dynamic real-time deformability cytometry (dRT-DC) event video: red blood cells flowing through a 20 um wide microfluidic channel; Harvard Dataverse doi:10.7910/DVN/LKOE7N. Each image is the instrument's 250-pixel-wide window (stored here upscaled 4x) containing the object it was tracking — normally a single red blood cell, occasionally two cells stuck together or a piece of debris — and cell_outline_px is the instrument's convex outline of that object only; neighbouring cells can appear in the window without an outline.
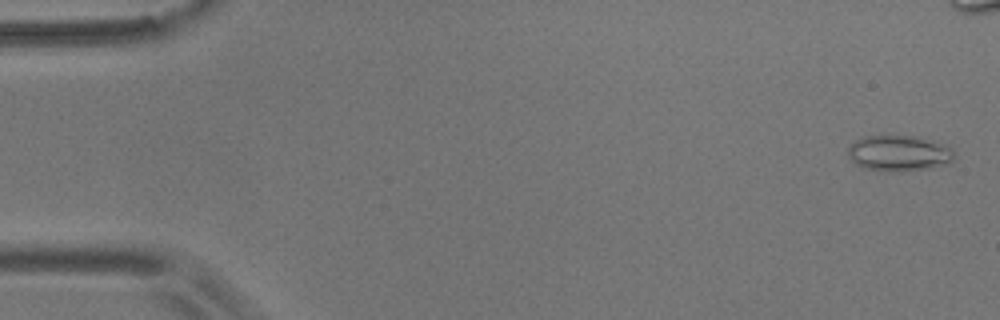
{"species": "common noctule bat (a hibernating species)", "species_latin": "Nyctalus noctula", "temperature_condition": "room temperature", "stored_images_in_passage": 56, "camera_frame_rate_fps": 3000, "um_per_image_px": 0.085, "animal": {"sex": "male", "body_mass_g": 17.9}, "frame": {"image": 1, "passage_image": 2, "time_ms": 0.333, "image_size_px": [1000, 320], "cell_outline_px": [[956, 156], [948, 164], [932, 168], [896, 172], [888, 172], [864, 168], [856, 164], [848, 156], [848, 148], [856, 140], [864, 136], [920, 136], [948, 144], [952, 148]], "centroid_in_image_um": [76.48, 13.02], "position_along_channel_um": 8.5, "area_um2": 22.66}}
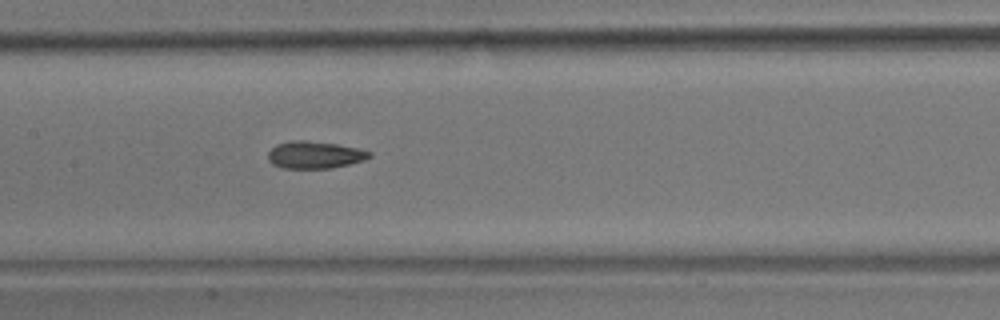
{"frame": {"image": 2, "passage_image": 27, "time_ms": 8.667, "image_size_px": [1000, 320], "cell_outline_px": [[372, 156], [364, 160], [348, 164], [328, 168], [280, 168], [272, 164], [268, 160], [268, 152], [276, 144], [288, 140], [304, 140], [336, 144], [360, 148], [372, 152]], "centroid_in_image_um": [26.73, 13.15], "position_along_channel_um": 180.7, "area_um2": 16.18}}
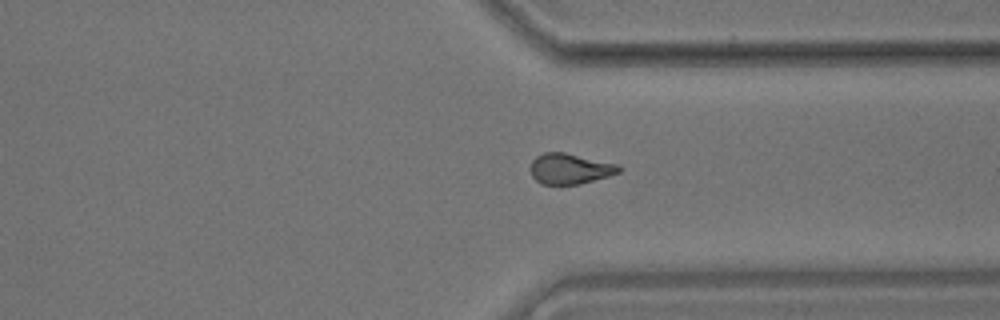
{"frame": {"image": 3, "passage_image": 42, "time_ms": 13.667, "image_size_px": [1000, 320], "cell_outline_px": [[624, 168], [620, 172], [608, 176], [580, 184], [540, 184], [532, 176], [532, 160], [536, 156], [544, 152], [564, 152], [620, 164]], "centroid_in_image_um": [48.49, 14.33], "position_along_channel_um": 362.9, "area_um2": 15.84}, "authors_computed_cell_mechanics": {"area_um2": 16.1262, "velocity_mm_per_s": 3.6514, "shape_relaxation_time_tau1_ms": 7.9418, "shape_relaxation_time_tau2_ms": 2.7894, "deformation_change_tau1": 0.1673, "deformation_change_tau2": 0.103}}